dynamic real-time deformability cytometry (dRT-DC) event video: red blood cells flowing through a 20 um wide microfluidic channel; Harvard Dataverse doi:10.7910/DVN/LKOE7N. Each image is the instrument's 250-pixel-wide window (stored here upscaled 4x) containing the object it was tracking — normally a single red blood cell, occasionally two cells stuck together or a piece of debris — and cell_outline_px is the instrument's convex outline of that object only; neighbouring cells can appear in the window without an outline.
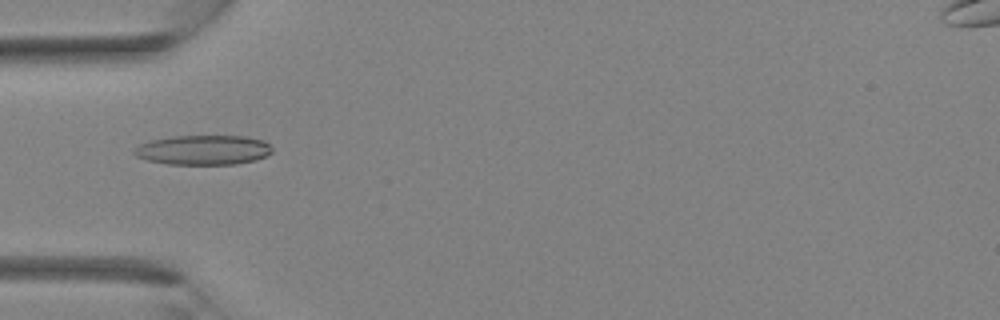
{"species": "Egyptian fruit bat (a non-hibernating species)", "species_latin": "Rousettus aegyptiacus", "temperature_condition": "room temperature", "stored_images_in_passage": 25, "camera_frame_rate_fps": 3000, "um_per_image_px": 0.085, "animal": {"sex": "female"}, "frame": {"image": 1, "passage_image": 2, "time_ms": 0.333, "image_size_px": [1000, 320], "cell_outline_px": [[272, 152], [256, 160], [236, 164], [168, 164], [148, 160], [136, 156], [132, 152], [140, 144], [152, 140], [172, 136], [244, 136], [264, 140], [272, 148]], "centroid_in_image_um": [17.29, 12.74], "position_along_channel_um": 67.7, "area_um2": 23.76}}
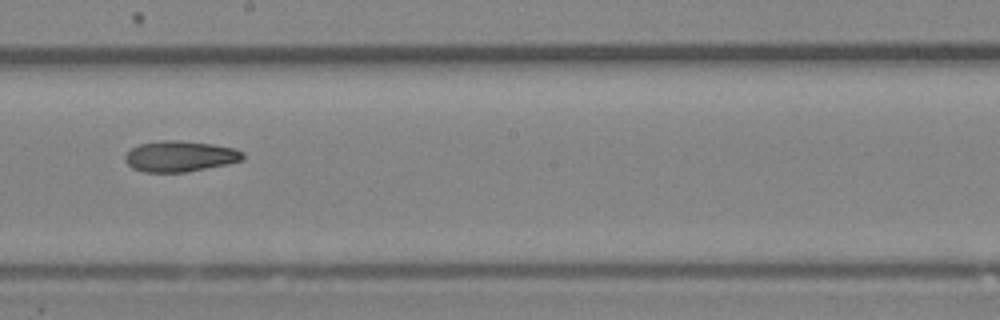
{"frame": {"image": 2, "passage_image": 11, "time_ms": 3.333, "image_size_px": [1000, 320], "cell_outline_px": [[244, 156], [240, 160], [228, 164], [184, 172], [144, 172], [132, 168], [124, 160], [124, 156], [132, 148], [140, 144], [164, 140], [180, 140], [212, 144], [236, 148], [244, 152]], "centroid_in_image_um": [15.3, 13.28], "position_along_channel_um": 232.9, "area_um2": 21.1}}
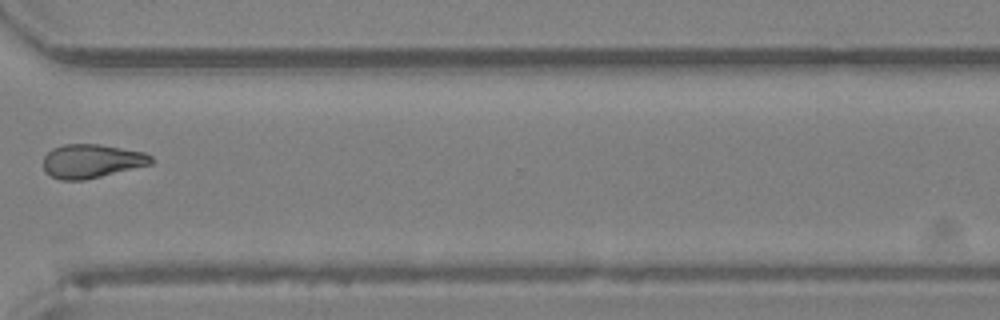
{"frame": {"image": 3, "passage_image": 18, "time_ms": 5.667, "image_size_px": [1000, 320], "cell_outline_px": [[152, 164], [84, 180], [60, 180], [48, 176], [44, 172], [44, 156], [52, 148], [64, 144], [100, 144], [144, 152], [152, 156]], "centroid_in_image_um": [7.75, 13.69], "position_along_channel_um": 362.8, "area_um2": 21.33}}